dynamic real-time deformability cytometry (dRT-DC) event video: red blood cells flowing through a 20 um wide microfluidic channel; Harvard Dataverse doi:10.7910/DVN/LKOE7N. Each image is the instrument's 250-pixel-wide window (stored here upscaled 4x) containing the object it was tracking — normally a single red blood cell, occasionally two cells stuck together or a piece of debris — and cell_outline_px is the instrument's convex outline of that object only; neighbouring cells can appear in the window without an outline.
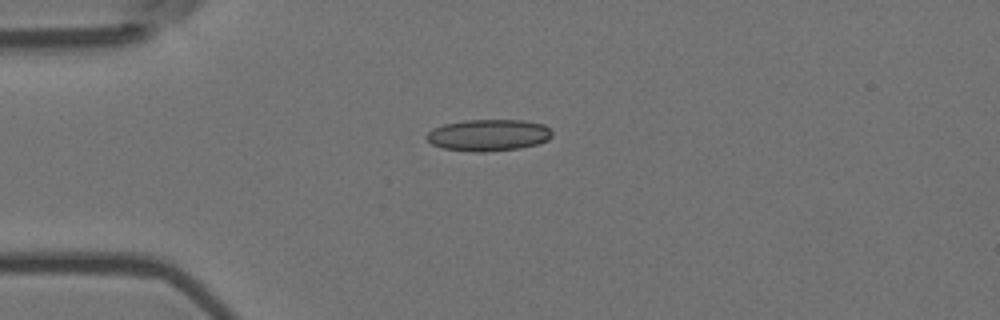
{"species": "Egyptian fruit bat (a non-hibernating species)", "species_latin": "Rousettus aegyptiacus", "temperature_condition": "room temperature", "stored_images_in_passage": 6, "camera_frame_rate_fps": 3000, "um_per_image_px": 0.085, "animal": {"sex": "female"}, "frame": {"image": 1, "passage_image": 4, "time_ms": 1.0, "image_size_px": [1000, 320], "cell_outline_px": [[552, 136], [548, 140], [536, 144], [520, 148], [484, 152], [472, 152], [444, 148], [432, 144], [424, 136], [432, 128], [444, 124], [464, 120], [524, 120], [544, 124], [552, 132]], "centroid_in_image_um": [41.51, 11.48], "position_along_channel_um": 43.5, "area_um2": 23.24}}
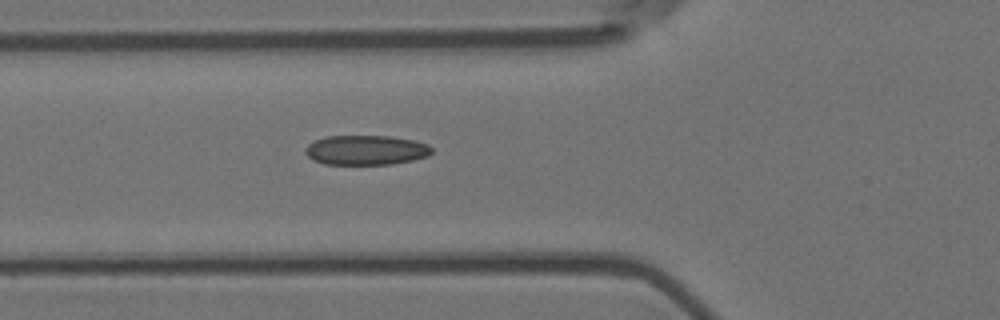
{"frame": {"image": 2, "passage_image": 6, "time_ms": 1.667, "image_size_px": [1000, 320], "cell_outline_px": [[432, 152], [428, 156], [412, 160], [392, 164], [324, 164], [312, 160], [304, 152], [304, 148], [308, 144], [324, 136], [388, 136], [412, 140], [428, 144], [432, 148]], "centroid_in_image_um": [31.08, 12.76], "position_along_channel_um": 94.7, "area_um2": 21.91}}